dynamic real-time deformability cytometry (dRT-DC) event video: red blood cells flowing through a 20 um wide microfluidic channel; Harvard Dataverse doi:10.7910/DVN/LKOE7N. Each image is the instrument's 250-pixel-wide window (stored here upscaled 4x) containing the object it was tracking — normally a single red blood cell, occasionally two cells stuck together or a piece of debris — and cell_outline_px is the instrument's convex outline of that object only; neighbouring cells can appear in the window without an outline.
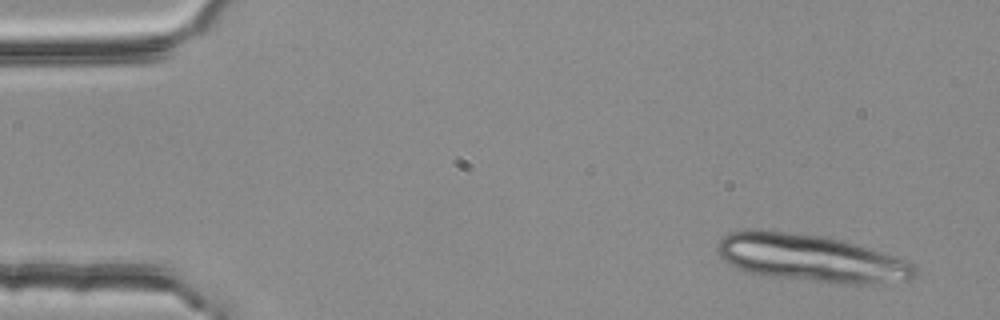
{"species": "common noctule bat (a hibernating species)", "species_latin": "Nyctalus noctula", "temperature_condition": "room temperature", "stored_images_in_passage": 3, "camera_frame_rate_fps": 3000, "um_per_image_px": 0.085, "animal": {"sex": "female", "body_mass_g": 25.1}, "frame": {"image": 1, "passage_image": 1, "time_ms": 0.0, "image_size_px": [1000, 320], "cell_outline_px": [[916, 276], [912, 280], [872, 284], [836, 284], [760, 276], [736, 268], [728, 264], [716, 252], [716, 248], [720, 240], [724, 236], [732, 232], [748, 228], [760, 228], [820, 236], [840, 240], [892, 256], [904, 260], [912, 264], [916, 268]], "centroid_in_image_um": [68.85, 21.96], "position_along_channel_um": 16.1, "area_um2": 54.91}}